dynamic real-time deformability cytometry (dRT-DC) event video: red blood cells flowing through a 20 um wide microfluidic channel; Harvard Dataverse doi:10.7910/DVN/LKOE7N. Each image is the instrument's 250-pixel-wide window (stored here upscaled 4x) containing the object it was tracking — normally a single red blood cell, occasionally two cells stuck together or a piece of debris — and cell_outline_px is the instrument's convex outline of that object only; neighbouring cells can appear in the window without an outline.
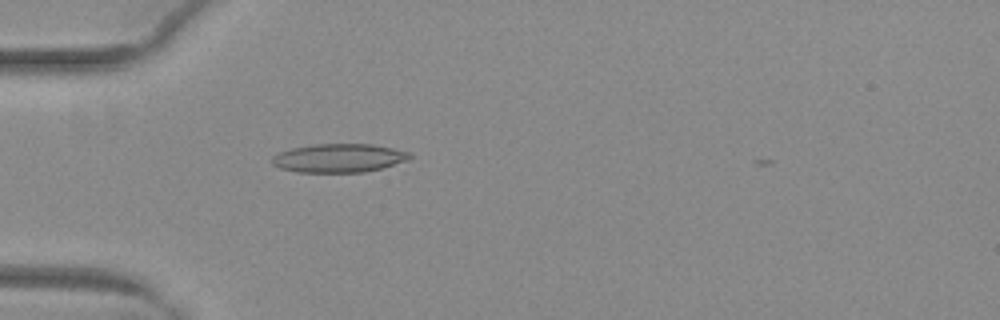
{"species": "common noctule bat (a hibernating species)", "species_latin": "Nyctalus noctula", "temperature_condition": "warm", "stored_images_in_passage": 39, "camera_frame_rate_fps": 3000, "um_per_image_px": 0.085, "animal": {"sex": "female", "body_mass_g": 29.2, "forearm_length_mm": 56.3}, "frame": {"image": 1, "passage_image": 5, "time_ms": 1.333, "image_size_px": [1000, 320], "cell_outline_px": [[412, 156], [408, 160], [380, 168], [364, 172], [296, 172], [280, 168], [272, 164], [272, 156], [280, 152], [292, 148], [312, 144], [372, 144], [412, 152]], "centroid_in_image_um": [28.8, 13.43], "position_along_channel_um": 56.2, "area_um2": 22.95}}
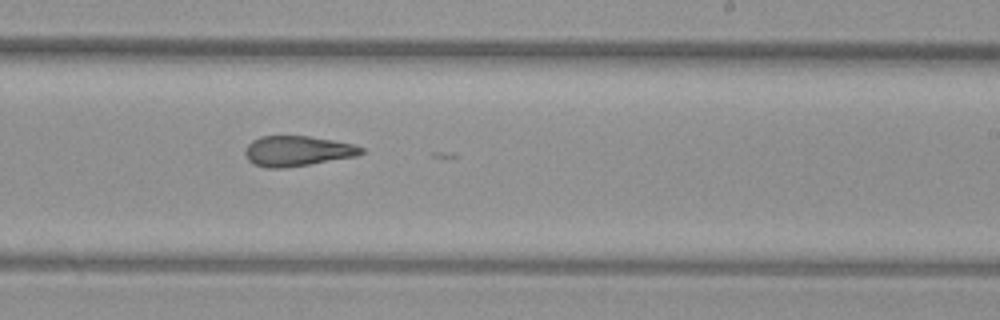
{"frame": {"image": 2, "passage_image": 21, "time_ms": 6.667, "image_size_px": [1000, 320], "cell_outline_px": [[364, 152], [356, 156], [284, 168], [264, 168], [252, 164], [248, 160], [244, 152], [248, 144], [252, 140], [260, 136], [308, 136], [332, 140], [352, 144], [364, 148]], "centroid_in_image_um": [25.22, 12.84], "position_along_channel_um": 263.8, "area_um2": 20.4}}
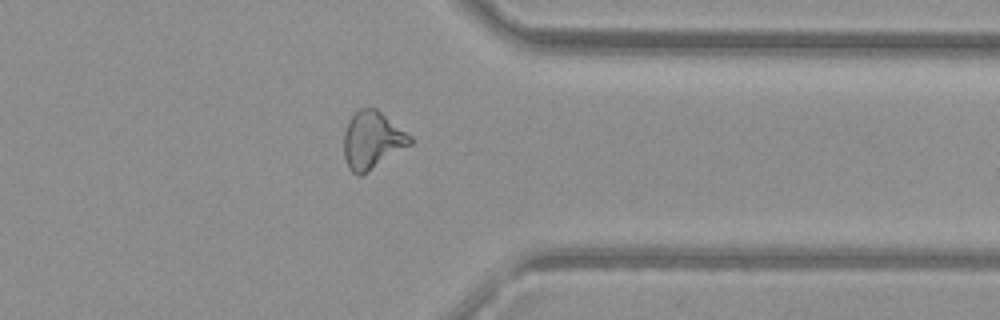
{"frame": {"image": 3, "passage_image": 30, "time_ms": 9.667, "image_size_px": [1000, 320], "cell_outline_px": [[412, 144], [368, 172], [360, 176], [356, 176], [348, 168], [344, 156], [344, 132], [348, 120], [360, 108], [376, 108], [412, 136]], "centroid_in_image_um": [31.63, 11.93], "position_along_channel_um": 379.8, "area_um2": 22.25}}